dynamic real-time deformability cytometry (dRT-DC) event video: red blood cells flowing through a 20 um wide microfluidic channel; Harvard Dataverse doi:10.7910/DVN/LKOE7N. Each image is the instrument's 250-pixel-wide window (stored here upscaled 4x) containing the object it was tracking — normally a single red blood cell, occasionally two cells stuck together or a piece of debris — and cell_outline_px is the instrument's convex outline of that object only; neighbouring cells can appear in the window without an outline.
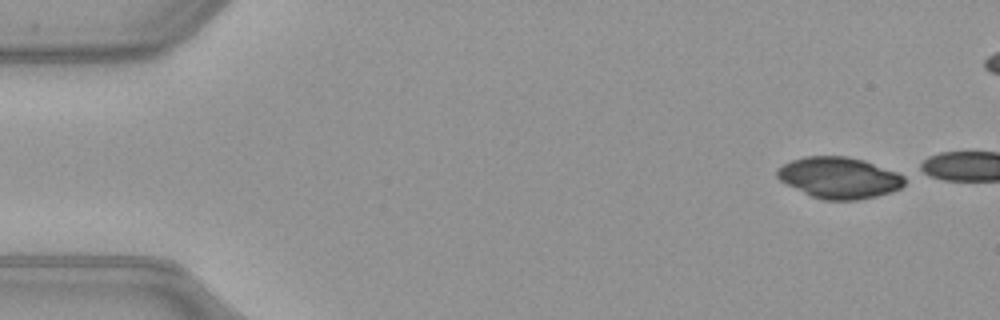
{"species": "common noctule bat (a hibernating species)", "species_latin": "Nyctalus noctula", "temperature_condition": "warm", "stored_images_in_passage": 7, "camera_frame_rate_fps": 3000, "um_per_image_px": 0.085, "animal": {"sex": "female", "body_mass_g": 21.9}, "frame": {"image": 1, "passage_image": 1, "time_ms": 0.0, "image_size_px": [1000, 320], "cell_outline_px": [[904, 184], [900, 188], [892, 192], [876, 196], [856, 200], [824, 200], [812, 196], [780, 180], [776, 176], [776, 168], [792, 160], [804, 156], [844, 156], [864, 160], [896, 172], [904, 176]], "centroid_in_image_um": [71.32, 15.1], "position_along_channel_um": 13.7, "area_um2": 30.4}}